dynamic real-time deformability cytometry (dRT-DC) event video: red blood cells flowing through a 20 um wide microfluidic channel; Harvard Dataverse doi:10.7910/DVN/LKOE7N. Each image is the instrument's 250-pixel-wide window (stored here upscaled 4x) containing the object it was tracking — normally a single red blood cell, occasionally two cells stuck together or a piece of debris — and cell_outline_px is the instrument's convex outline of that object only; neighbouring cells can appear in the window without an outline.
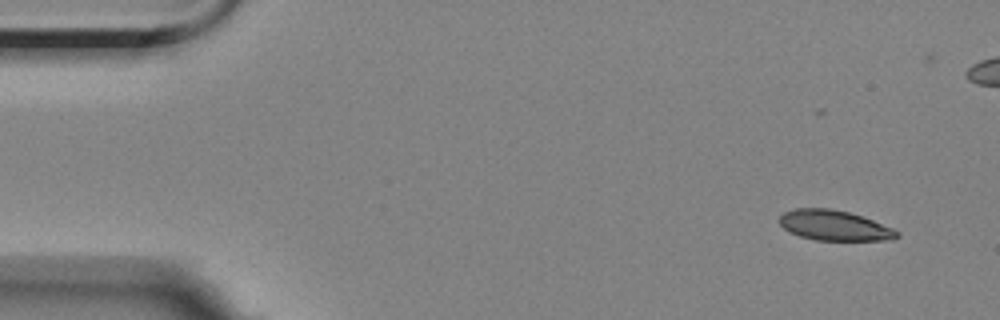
{"species": "Egyptian fruit bat (a non-hibernating species)", "species_latin": "Rousettus aegyptiacus", "temperature_condition": "room temperature", "stored_images_in_passage": 6, "camera_frame_rate_fps": 3000, "um_per_image_px": 0.085, "animal": {"sex": "female"}, "frame": {"image": 1, "passage_image": 1, "time_ms": 0.0, "image_size_px": [1000, 320], "cell_outline_px": [[900, 236], [892, 240], [816, 240], [800, 236], [788, 232], [780, 224], [780, 216], [784, 212], [796, 208], [828, 208], [848, 212], [872, 220], [892, 228], [900, 232]], "centroid_in_image_um": [70.92, 19.17], "position_along_channel_um": 14.1, "area_um2": 20.58}}